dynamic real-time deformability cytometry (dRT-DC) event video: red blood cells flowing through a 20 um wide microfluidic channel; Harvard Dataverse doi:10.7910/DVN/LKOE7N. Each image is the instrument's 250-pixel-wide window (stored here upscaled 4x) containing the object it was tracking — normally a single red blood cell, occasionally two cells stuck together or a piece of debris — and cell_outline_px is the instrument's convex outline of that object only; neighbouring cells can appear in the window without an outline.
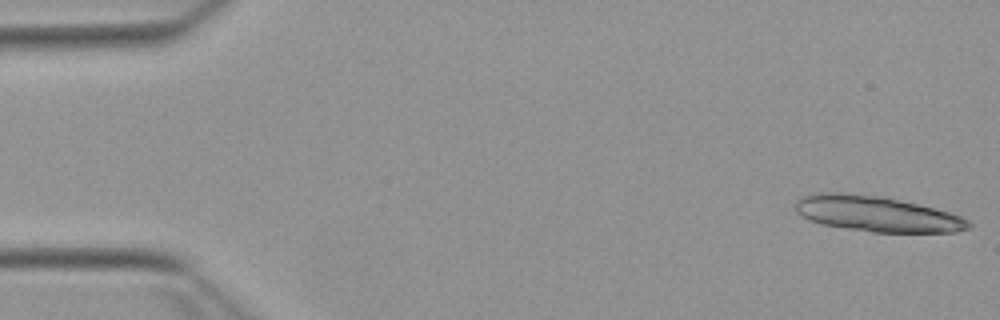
{"species": "Egyptian fruit bat (a non-hibernating species)", "species_latin": "Rousettus aegyptiacus", "temperature_condition": "warm", "stored_images_in_passage": 27, "camera_frame_rate_fps": 3000, "um_per_image_px": 0.085, "animal": {"sex": "female"}, "frame": {"image": 1, "passage_image": 1, "time_ms": 0.0, "image_size_px": [1000, 320], "cell_outline_px": [[972, 228], [956, 232], [872, 232], [820, 224], [796, 212], [792, 208], [796, 200], [804, 196], [816, 192], [840, 192], [884, 196], [948, 212], [960, 216], [968, 220], [972, 224]], "centroid_in_image_um": [74.5, 18.17], "position_along_channel_um": 10.5, "area_um2": 35.89}}
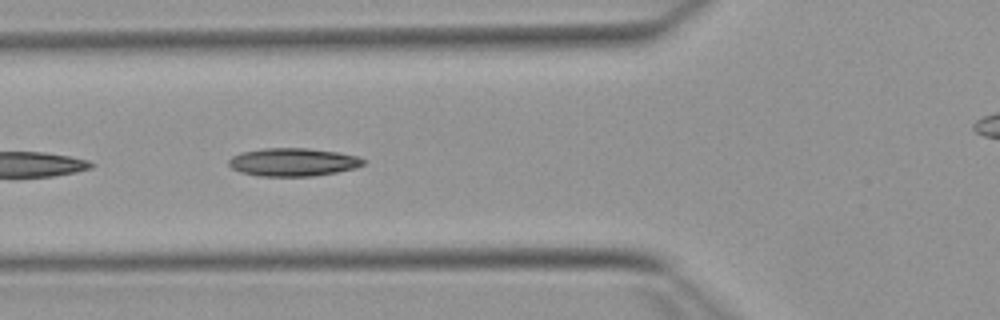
{"frame": {"image": 2, "passage_image": 19, "time_ms": 6.0, "image_size_px": [1000, 320], "cell_outline_px": [[368, 160], [364, 164], [356, 168], [336, 172], [312, 176], [260, 176], [240, 172], [232, 168], [228, 164], [228, 160], [232, 156], [240, 152], [264, 148], [308, 148], [340, 152], [356, 156]], "centroid_in_image_um": [24.92, 13.77], "position_along_channel_um": 100.9, "area_um2": 22.2}}
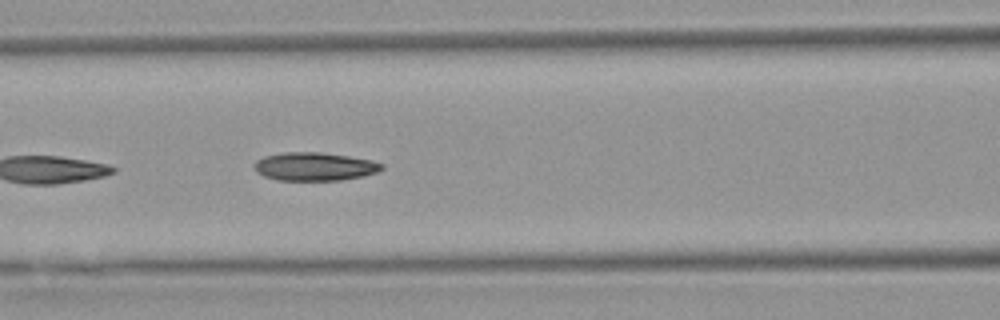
{"frame": {"image": 3, "passage_image": 22, "time_ms": 7.0, "image_size_px": [1000, 320], "cell_outline_px": [[384, 168], [376, 172], [364, 176], [340, 180], [276, 180], [264, 176], [256, 172], [256, 160], [264, 156], [284, 152], [320, 152], [348, 156], [372, 160], [384, 164]], "centroid_in_image_um": [26.76, 14.15], "position_along_channel_um": 139.8, "area_um2": 20.98}}